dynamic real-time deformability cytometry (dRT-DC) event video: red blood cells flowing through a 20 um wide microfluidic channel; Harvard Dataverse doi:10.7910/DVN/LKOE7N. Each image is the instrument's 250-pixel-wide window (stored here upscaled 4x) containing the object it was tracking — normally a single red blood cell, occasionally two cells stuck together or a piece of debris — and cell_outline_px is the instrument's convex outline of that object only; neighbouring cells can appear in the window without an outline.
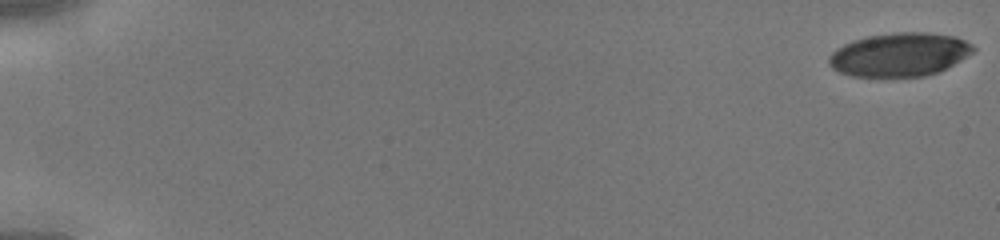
{"species": "human", "species_latin": "Homo sapiens", "temperature_condition": "cold", "stored_images_in_passage": 45, "camera_frame_rate_fps": 3000, "um_per_image_px": 0.085, "donor": {"sex": "male"}, "frame": {"image": 1, "passage_image": 1, "time_ms": 0.0, "image_size_px": [1000, 240], "cell_outline_px": [[976, 48], [972, 52], [960, 60], [940, 72], [924, 76], [852, 76], [840, 72], [832, 68], [828, 64], [828, 56], [836, 48], [852, 40], [868, 36], [896, 32], [928, 32], [956, 36], [972, 44]], "centroid_in_image_um": [76.45, 4.63], "position_along_channel_um": 8.5, "area_um2": 36.7}}
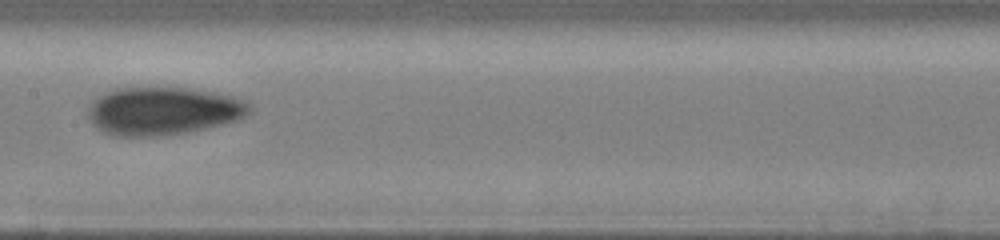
{"frame": {"image": 2, "passage_image": 25, "time_ms": 8.0, "image_size_px": [1000, 240], "cell_outline_px": [[252, 112], [236, 120], [204, 128], [184, 132], [152, 136], [120, 136], [104, 132], [96, 128], [88, 120], [88, 108], [104, 92], [120, 88], [188, 88], [216, 92], [248, 100], [252, 104]], "centroid_in_image_um": [13.89, 9.42], "position_along_channel_um": 193.5, "area_um2": 44.91}}
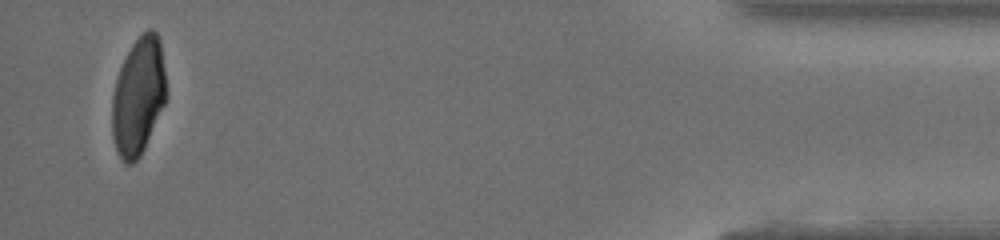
{"frame": {"image": 3, "passage_image": 44, "time_ms": 14.333, "image_size_px": [1000, 240], "cell_outline_px": [[168, 96], [144, 148], [140, 156], [132, 164], [124, 164], [116, 152], [112, 136], [112, 96], [116, 80], [120, 68], [132, 44], [148, 28], [152, 28], [160, 36]], "centroid_in_image_um": [11.77, 8.19], "position_along_channel_um": 423.4, "area_um2": 37.4}}